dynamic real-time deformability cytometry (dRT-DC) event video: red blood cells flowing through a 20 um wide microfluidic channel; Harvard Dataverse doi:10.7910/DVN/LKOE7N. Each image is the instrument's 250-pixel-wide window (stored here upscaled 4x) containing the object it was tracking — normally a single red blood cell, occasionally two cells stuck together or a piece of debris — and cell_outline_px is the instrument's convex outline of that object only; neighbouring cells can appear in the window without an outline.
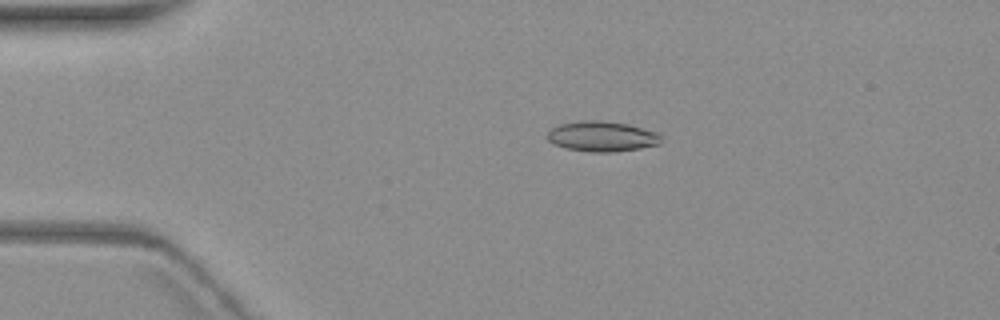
{"species": "common noctule bat (a hibernating species)", "species_latin": "Nyctalus noctula", "temperature_condition": "warm", "stored_images_in_passage": 5, "camera_frame_rate_fps": 3000, "um_per_image_px": 0.085, "animal": {"sex": "female", "body_mass_g": 19.3, "forearm_length_mm": 54.1}, "frame": {"image": 1, "passage_image": 2, "time_ms": 2.0, "image_size_px": [1000, 320], "cell_outline_px": [[664, 136], [660, 144], [640, 148], [616, 152], [592, 152], [568, 148], [556, 144], [548, 140], [548, 132], [552, 128], [560, 124], [592, 120], [600, 120], [628, 124], [656, 132]], "centroid_in_image_um": [51.24, 11.6], "position_along_channel_um": 33.8, "area_um2": 19.88}}
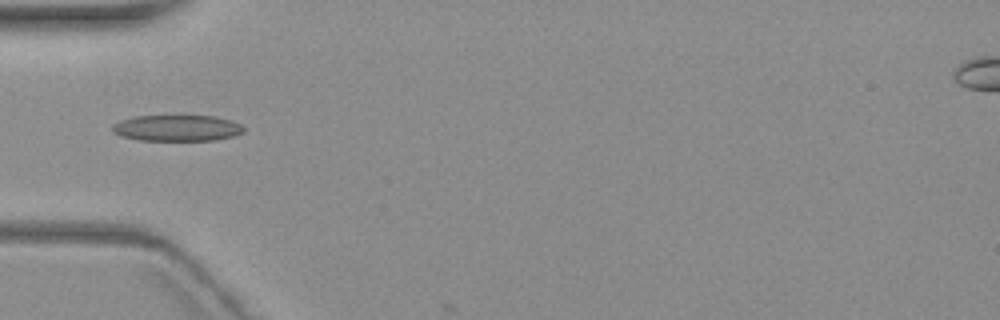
{"frame": {"image": 2, "passage_image": 4, "time_ms": 4.333, "image_size_px": [1000, 320], "cell_outline_px": [[244, 132], [236, 136], [216, 140], [140, 140], [120, 136], [112, 132], [112, 124], [120, 120], [136, 116], [216, 116], [232, 120], [240, 124], [244, 128]], "centroid_in_image_um": [15.06, 10.88], "position_along_channel_um": 69.9, "area_um2": 20.17}}